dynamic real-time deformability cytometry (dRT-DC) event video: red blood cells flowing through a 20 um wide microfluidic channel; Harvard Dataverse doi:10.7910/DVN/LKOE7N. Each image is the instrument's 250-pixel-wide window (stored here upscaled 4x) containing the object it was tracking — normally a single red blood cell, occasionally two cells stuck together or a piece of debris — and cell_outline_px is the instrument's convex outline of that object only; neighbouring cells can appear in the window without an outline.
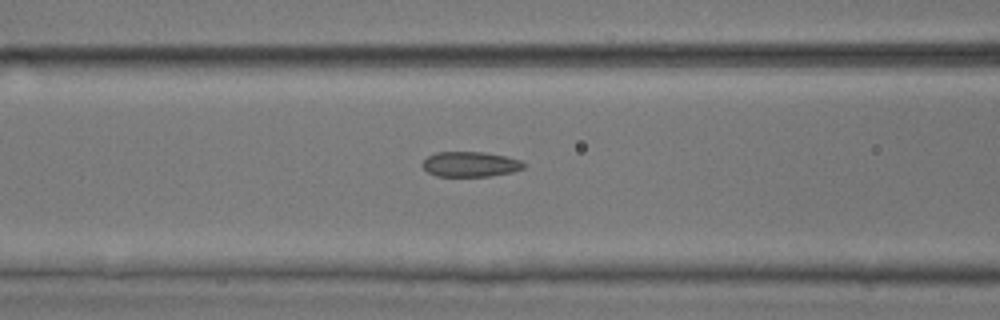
{"species": "common noctule bat (a hibernating species)", "species_latin": "Nyctalus noctula", "temperature_condition": "room temperature", "stored_images_in_passage": 37, "camera_frame_rate_fps": 3000, "um_per_image_px": 0.085, "animal": {"sex": "male", "body_mass_g": 17.9, "forearm_length_mm": 54.2}, "frame": {"image": 1, "passage_image": 16, "time_ms": 5.0, "image_size_px": [1000, 320], "cell_outline_px": [[524, 168], [512, 172], [488, 176], [436, 176], [428, 172], [420, 164], [428, 156], [436, 152], [484, 152], [504, 156], [520, 160], [524, 164]], "centroid_in_image_um": [39.94, 13.96], "position_along_channel_um": 126.7, "area_um2": 14.74}}
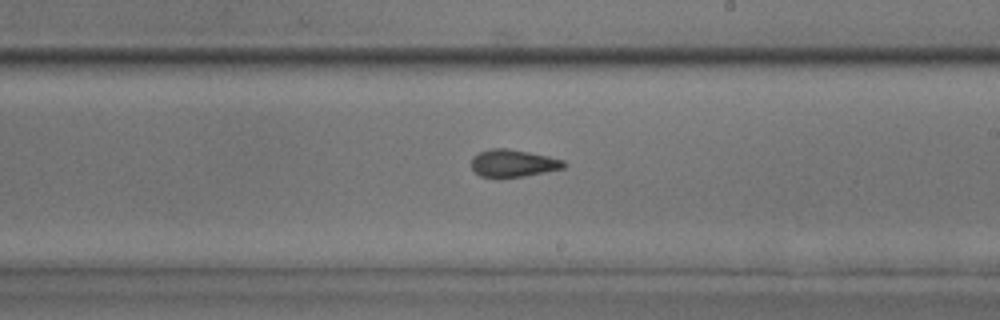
{"frame": {"image": 2, "passage_image": 25, "time_ms": 8.0, "image_size_px": [1000, 320], "cell_outline_px": [[568, 164], [564, 168], [524, 176], [496, 180], [480, 176], [472, 168], [472, 156], [488, 148], [508, 148], [548, 156], [564, 160]], "centroid_in_image_um": [43.59, 13.9], "position_along_channel_um": 245.4, "area_um2": 15.2}}
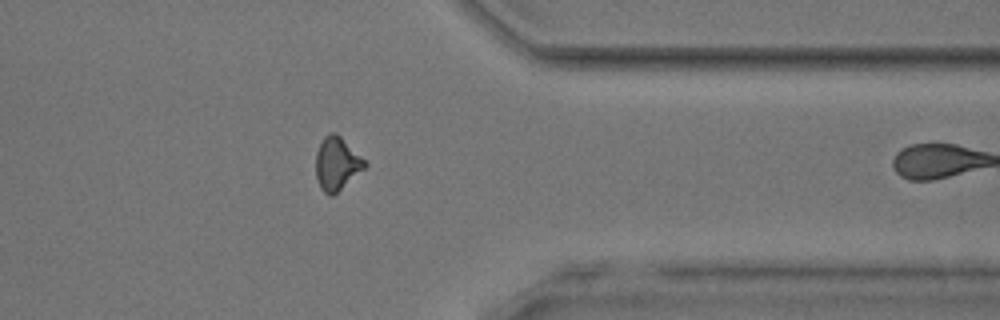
{"frame": {"image": 3, "passage_image": 36, "time_ms": 11.667, "image_size_px": [1000, 320], "cell_outline_px": [[368, 164], [364, 168], [332, 196], [328, 196], [320, 188], [316, 176], [316, 152], [324, 136], [328, 132], [336, 132]], "centroid_in_image_um": [28.59, 13.9], "position_along_channel_um": 382.8, "area_um2": 14.85}}